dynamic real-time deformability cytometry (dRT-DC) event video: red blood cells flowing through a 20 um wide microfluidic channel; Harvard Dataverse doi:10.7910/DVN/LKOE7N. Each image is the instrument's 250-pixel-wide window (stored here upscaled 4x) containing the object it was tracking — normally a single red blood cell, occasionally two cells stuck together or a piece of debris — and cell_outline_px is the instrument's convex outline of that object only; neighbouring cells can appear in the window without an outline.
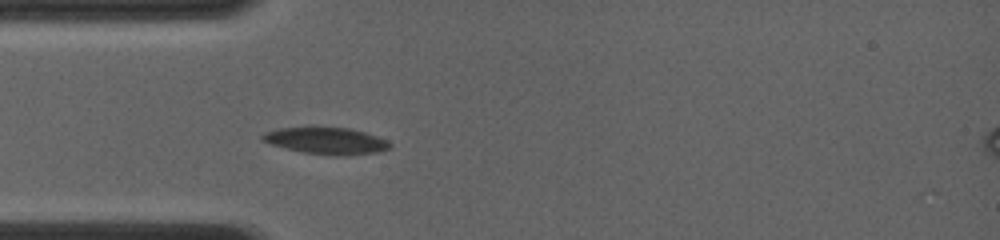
{"species": "common noctule bat (a hibernating species)", "species_latin": "Nyctalus noctula", "temperature_condition": "room temperature", "stored_images_in_passage": 2, "camera_frame_rate_fps": 4000, "um_per_image_px": 0.085, "animal": {"sex": "female", "body_mass_g": 19.0, "forearm_length_mm": 56.7}, "frame": {"image": 1, "passage_image": 1, "time_ms": 0.0, "image_size_px": [1000, 240], "cell_outline_px": [[392, 144], [388, 148], [380, 152], [304, 152], [272, 144], [264, 140], [260, 136], [264, 132], [280, 128], [308, 124], [312, 124], [348, 128], [364, 132], [376, 136]], "centroid_in_image_um": [27.62, 11.85], "position_along_channel_um": 57.4, "area_um2": 19.19}}